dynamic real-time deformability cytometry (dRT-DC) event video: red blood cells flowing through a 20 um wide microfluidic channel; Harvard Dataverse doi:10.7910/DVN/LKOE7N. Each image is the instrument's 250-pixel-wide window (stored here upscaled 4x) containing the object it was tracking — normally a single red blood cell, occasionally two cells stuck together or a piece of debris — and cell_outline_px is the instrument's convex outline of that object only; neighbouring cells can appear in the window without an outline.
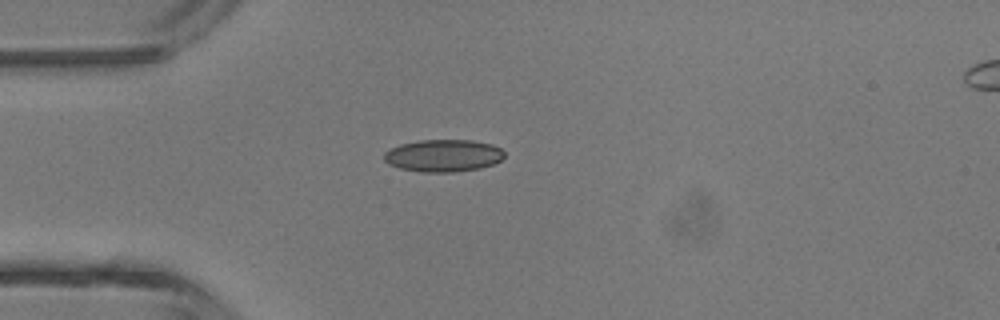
{"species": "common noctule bat (a hibernating species)", "species_latin": "Nyctalus noctula", "temperature_condition": "room temperature", "stored_images_in_passage": 2, "camera_frame_rate_fps": 3000, "um_per_image_px": 0.085, "animal": {"sex": "male", "body_mass_g": 13.3}, "frame": {"image": 1, "passage_image": 1, "time_ms": 0.0, "image_size_px": [1000, 320], "cell_outline_px": [[504, 156], [500, 160], [492, 164], [480, 168], [456, 172], [420, 172], [400, 168], [388, 164], [384, 160], [384, 152], [400, 144], [420, 140], [472, 140], [492, 144], [500, 148], [504, 152]], "centroid_in_image_um": [37.67, 13.23], "position_along_channel_um": 47.3, "area_um2": 22.66}}